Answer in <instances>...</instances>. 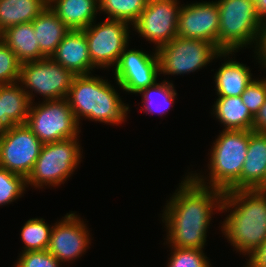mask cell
Segmentation results:
<instances>
[{
    "instance_id": "obj_30",
    "label": "cell",
    "mask_w": 266,
    "mask_h": 267,
    "mask_svg": "<svg viewBox=\"0 0 266 267\" xmlns=\"http://www.w3.org/2000/svg\"><path fill=\"white\" fill-rule=\"evenodd\" d=\"M20 66L15 53L0 39V85L19 82Z\"/></svg>"
},
{
    "instance_id": "obj_36",
    "label": "cell",
    "mask_w": 266,
    "mask_h": 267,
    "mask_svg": "<svg viewBox=\"0 0 266 267\" xmlns=\"http://www.w3.org/2000/svg\"><path fill=\"white\" fill-rule=\"evenodd\" d=\"M255 4L259 18L266 22V0H258Z\"/></svg>"
},
{
    "instance_id": "obj_20",
    "label": "cell",
    "mask_w": 266,
    "mask_h": 267,
    "mask_svg": "<svg viewBox=\"0 0 266 267\" xmlns=\"http://www.w3.org/2000/svg\"><path fill=\"white\" fill-rule=\"evenodd\" d=\"M40 51L47 57L55 52L70 29L47 7L32 21Z\"/></svg>"
},
{
    "instance_id": "obj_17",
    "label": "cell",
    "mask_w": 266,
    "mask_h": 267,
    "mask_svg": "<svg viewBox=\"0 0 266 267\" xmlns=\"http://www.w3.org/2000/svg\"><path fill=\"white\" fill-rule=\"evenodd\" d=\"M266 182V133L250 130L241 171V189H260Z\"/></svg>"
},
{
    "instance_id": "obj_24",
    "label": "cell",
    "mask_w": 266,
    "mask_h": 267,
    "mask_svg": "<svg viewBox=\"0 0 266 267\" xmlns=\"http://www.w3.org/2000/svg\"><path fill=\"white\" fill-rule=\"evenodd\" d=\"M31 101L22 85L16 82L3 85V106L8 127L25 124Z\"/></svg>"
},
{
    "instance_id": "obj_34",
    "label": "cell",
    "mask_w": 266,
    "mask_h": 267,
    "mask_svg": "<svg viewBox=\"0 0 266 267\" xmlns=\"http://www.w3.org/2000/svg\"><path fill=\"white\" fill-rule=\"evenodd\" d=\"M245 267H266V242L249 258Z\"/></svg>"
},
{
    "instance_id": "obj_27",
    "label": "cell",
    "mask_w": 266,
    "mask_h": 267,
    "mask_svg": "<svg viewBox=\"0 0 266 267\" xmlns=\"http://www.w3.org/2000/svg\"><path fill=\"white\" fill-rule=\"evenodd\" d=\"M52 226L45 223L43 218L29 219L21 230V240L24 242V250L26 251H38L47 250L50 242Z\"/></svg>"
},
{
    "instance_id": "obj_39",
    "label": "cell",
    "mask_w": 266,
    "mask_h": 267,
    "mask_svg": "<svg viewBox=\"0 0 266 267\" xmlns=\"http://www.w3.org/2000/svg\"><path fill=\"white\" fill-rule=\"evenodd\" d=\"M260 190L266 191V182H265V184L260 188Z\"/></svg>"
},
{
    "instance_id": "obj_3",
    "label": "cell",
    "mask_w": 266,
    "mask_h": 267,
    "mask_svg": "<svg viewBox=\"0 0 266 267\" xmlns=\"http://www.w3.org/2000/svg\"><path fill=\"white\" fill-rule=\"evenodd\" d=\"M66 99L78 124L82 116L92 121L118 125L126 120L130 110L114 86L99 76L76 75Z\"/></svg>"
},
{
    "instance_id": "obj_11",
    "label": "cell",
    "mask_w": 266,
    "mask_h": 267,
    "mask_svg": "<svg viewBox=\"0 0 266 267\" xmlns=\"http://www.w3.org/2000/svg\"><path fill=\"white\" fill-rule=\"evenodd\" d=\"M42 145L26 123L8 127L0 139V167L27 179L39 157Z\"/></svg>"
},
{
    "instance_id": "obj_35",
    "label": "cell",
    "mask_w": 266,
    "mask_h": 267,
    "mask_svg": "<svg viewBox=\"0 0 266 267\" xmlns=\"http://www.w3.org/2000/svg\"><path fill=\"white\" fill-rule=\"evenodd\" d=\"M252 131L266 133V101L254 115Z\"/></svg>"
},
{
    "instance_id": "obj_14",
    "label": "cell",
    "mask_w": 266,
    "mask_h": 267,
    "mask_svg": "<svg viewBox=\"0 0 266 267\" xmlns=\"http://www.w3.org/2000/svg\"><path fill=\"white\" fill-rule=\"evenodd\" d=\"M64 219L52 226L47 251L60 263L79 258L89 248L90 237L84 221L75 213H67Z\"/></svg>"
},
{
    "instance_id": "obj_4",
    "label": "cell",
    "mask_w": 266,
    "mask_h": 267,
    "mask_svg": "<svg viewBox=\"0 0 266 267\" xmlns=\"http://www.w3.org/2000/svg\"><path fill=\"white\" fill-rule=\"evenodd\" d=\"M250 130H224L210 149L208 164L209 182L204 176L189 175L200 185L217 188L222 191L241 189V171L247 154ZM207 183V185H206ZM209 183V185H208Z\"/></svg>"
},
{
    "instance_id": "obj_12",
    "label": "cell",
    "mask_w": 266,
    "mask_h": 267,
    "mask_svg": "<svg viewBox=\"0 0 266 267\" xmlns=\"http://www.w3.org/2000/svg\"><path fill=\"white\" fill-rule=\"evenodd\" d=\"M178 0H148L132 25L136 32L156 45L158 50L177 36L181 6Z\"/></svg>"
},
{
    "instance_id": "obj_23",
    "label": "cell",
    "mask_w": 266,
    "mask_h": 267,
    "mask_svg": "<svg viewBox=\"0 0 266 267\" xmlns=\"http://www.w3.org/2000/svg\"><path fill=\"white\" fill-rule=\"evenodd\" d=\"M48 7V0H0V31L32 22Z\"/></svg>"
},
{
    "instance_id": "obj_15",
    "label": "cell",
    "mask_w": 266,
    "mask_h": 267,
    "mask_svg": "<svg viewBox=\"0 0 266 267\" xmlns=\"http://www.w3.org/2000/svg\"><path fill=\"white\" fill-rule=\"evenodd\" d=\"M219 18L216 1L181 5L177 36L200 39L218 48Z\"/></svg>"
},
{
    "instance_id": "obj_22",
    "label": "cell",
    "mask_w": 266,
    "mask_h": 267,
    "mask_svg": "<svg viewBox=\"0 0 266 267\" xmlns=\"http://www.w3.org/2000/svg\"><path fill=\"white\" fill-rule=\"evenodd\" d=\"M250 68L233 59L224 62L215 73L217 96H241L253 80Z\"/></svg>"
},
{
    "instance_id": "obj_26",
    "label": "cell",
    "mask_w": 266,
    "mask_h": 267,
    "mask_svg": "<svg viewBox=\"0 0 266 267\" xmlns=\"http://www.w3.org/2000/svg\"><path fill=\"white\" fill-rule=\"evenodd\" d=\"M99 11L106 13L107 19L122 20L133 25L139 18L148 0H98Z\"/></svg>"
},
{
    "instance_id": "obj_18",
    "label": "cell",
    "mask_w": 266,
    "mask_h": 267,
    "mask_svg": "<svg viewBox=\"0 0 266 267\" xmlns=\"http://www.w3.org/2000/svg\"><path fill=\"white\" fill-rule=\"evenodd\" d=\"M48 7L70 30H82L95 22L99 1L48 0Z\"/></svg>"
},
{
    "instance_id": "obj_29",
    "label": "cell",
    "mask_w": 266,
    "mask_h": 267,
    "mask_svg": "<svg viewBox=\"0 0 266 267\" xmlns=\"http://www.w3.org/2000/svg\"><path fill=\"white\" fill-rule=\"evenodd\" d=\"M171 251L167 267H211L203 250L172 247Z\"/></svg>"
},
{
    "instance_id": "obj_1",
    "label": "cell",
    "mask_w": 266,
    "mask_h": 267,
    "mask_svg": "<svg viewBox=\"0 0 266 267\" xmlns=\"http://www.w3.org/2000/svg\"><path fill=\"white\" fill-rule=\"evenodd\" d=\"M179 184L162 214L166 240L171 247L203 250L213 210L222 209L224 191L200 185L189 175Z\"/></svg>"
},
{
    "instance_id": "obj_32",
    "label": "cell",
    "mask_w": 266,
    "mask_h": 267,
    "mask_svg": "<svg viewBox=\"0 0 266 267\" xmlns=\"http://www.w3.org/2000/svg\"><path fill=\"white\" fill-rule=\"evenodd\" d=\"M15 267H60V262L47 250L22 252Z\"/></svg>"
},
{
    "instance_id": "obj_7",
    "label": "cell",
    "mask_w": 266,
    "mask_h": 267,
    "mask_svg": "<svg viewBox=\"0 0 266 267\" xmlns=\"http://www.w3.org/2000/svg\"><path fill=\"white\" fill-rule=\"evenodd\" d=\"M160 74L183 75L207 66L213 59L227 57L232 52H221L214 44L200 39L176 36L157 50Z\"/></svg>"
},
{
    "instance_id": "obj_21",
    "label": "cell",
    "mask_w": 266,
    "mask_h": 267,
    "mask_svg": "<svg viewBox=\"0 0 266 267\" xmlns=\"http://www.w3.org/2000/svg\"><path fill=\"white\" fill-rule=\"evenodd\" d=\"M213 114L224 125V130H252L254 116L242 103L241 96H218Z\"/></svg>"
},
{
    "instance_id": "obj_37",
    "label": "cell",
    "mask_w": 266,
    "mask_h": 267,
    "mask_svg": "<svg viewBox=\"0 0 266 267\" xmlns=\"http://www.w3.org/2000/svg\"><path fill=\"white\" fill-rule=\"evenodd\" d=\"M0 120L6 124V113L3 106V85H0Z\"/></svg>"
},
{
    "instance_id": "obj_33",
    "label": "cell",
    "mask_w": 266,
    "mask_h": 267,
    "mask_svg": "<svg viewBox=\"0 0 266 267\" xmlns=\"http://www.w3.org/2000/svg\"><path fill=\"white\" fill-rule=\"evenodd\" d=\"M254 53H256V56L258 55L256 59L260 60L259 63H261L262 67H266V22H263L259 32Z\"/></svg>"
},
{
    "instance_id": "obj_19",
    "label": "cell",
    "mask_w": 266,
    "mask_h": 267,
    "mask_svg": "<svg viewBox=\"0 0 266 267\" xmlns=\"http://www.w3.org/2000/svg\"><path fill=\"white\" fill-rule=\"evenodd\" d=\"M1 40L15 53L21 64L47 58L40 51L32 22L9 27L2 32Z\"/></svg>"
},
{
    "instance_id": "obj_16",
    "label": "cell",
    "mask_w": 266,
    "mask_h": 267,
    "mask_svg": "<svg viewBox=\"0 0 266 267\" xmlns=\"http://www.w3.org/2000/svg\"><path fill=\"white\" fill-rule=\"evenodd\" d=\"M50 58L75 75H90L96 68L91 62L83 30H70Z\"/></svg>"
},
{
    "instance_id": "obj_38",
    "label": "cell",
    "mask_w": 266,
    "mask_h": 267,
    "mask_svg": "<svg viewBox=\"0 0 266 267\" xmlns=\"http://www.w3.org/2000/svg\"><path fill=\"white\" fill-rule=\"evenodd\" d=\"M7 129L8 126L2 120H0V139L7 132Z\"/></svg>"
},
{
    "instance_id": "obj_13",
    "label": "cell",
    "mask_w": 266,
    "mask_h": 267,
    "mask_svg": "<svg viewBox=\"0 0 266 267\" xmlns=\"http://www.w3.org/2000/svg\"><path fill=\"white\" fill-rule=\"evenodd\" d=\"M153 54L149 55L143 50H127V47L124 49L113 68L116 83L122 90L138 94L157 82L160 75L157 50Z\"/></svg>"
},
{
    "instance_id": "obj_6",
    "label": "cell",
    "mask_w": 266,
    "mask_h": 267,
    "mask_svg": "<svg viewBox=\"0 0 266 267\" xmlns=\"http://www.w3.org/2000/svg\"><path fill=\"white\" fill-rule=\"evenodd\" d=\"M77 137L46 143L42 145L39 157L27 185L41 188L44 185L58 186L64 184L81 162V147Z\"/></svg>"
},
{
    "instance_id": "obj_9",
    "label": "cell",
    "mask_w": 266,
    "mask_h": 267,
    "mask_svg": "<svg viewBox=\"0 0 266 267\" xmlns=\"http://www.w3.org/2000/svg\"><path fill=\"white\" fill-rule=\"evenodd\" d=\"M75 76L71 70L65 69L49 57L22 63L19 84H22L31 103L34 101L33 91L43 95L45 101L55 100L67 97Z\"/></svg>"
},
{
    "instance_id": "obj_31",
    "label": "cell",
    "mask_w": 266,
    "mask_h": 267,
    "mask_svg": "<svg viewBox=\"0 0 266 267\" xmlns=\"http://www.w3.org/2000/svg\"><path fill=\"white\" fill-rule=\"evenodd\" d=\"M241 99L254 116L266 101V78L252 80L241 94Z\"/></svg>"
},
{
    "instance_id": "obj_5",
    "label": "cell",
    "mask_w": 266,
    "mask_h": 267,
    "mask_svg": "<svg viewBox=\"0 0 266 267\" xmlns=\"http://www.w3.org/2000/svg\"><path fill=\"white\" fill-rule=\"evenodd\" d=\"M218 49L221 52H238L257 42L263 25L251 0H218ZM255 41V42H254ZM236 51V52H235Z\"/></svg>"
},
{
    "instance_id": "obj_28",
    "label": "cell",
    "mask_w": 266,
    "mask_h": 267,
    "mask_svg": "<svg viewBox=\"0 0 266 267\" xmlns=\"http://www.w3.org/2000/svg\"><path fill=\"white\" fill-rule=\"evenodd\" d=\"M27 179L24 176L10 172L0 167V206L10 204L19 197H22Z\"/></svg>"
},
{
    "instance_id": "obj_25",
    "label": "cell",
    "mask_w": 266,
    "mask_h": 267,
    "mask_svg": "<svg viewBox=\"0 0 266 267\" xmlns=\"http://www.w3.org/2000/svg\"><path fill=\"white\" fill-rule=\"evenodd\" d=\"M139 94H142L143 109L146 114L154 113L161 116L169 111L170 106L175 101L177 95L173 83L163 81L162 83H155L143 89ZM160 98V99H159Z\"/></svg>"
},
{
    "instance_id": "obj_2",
    "label": "cell",
    "mask_w": 266,
    "mask_h": 267,
    "mask_svg": "<svg viewBox=\"0 0 266 267\" xmlns=\"http://www.w3.org/2000/svg\"><path fill=\"white\" fill-rule=\"evenodd\" d=\"M230 208L232 210L222 224V233L235 250L251 258L266 242V191L227 190L221 211Z\"/></svg>"
},
{
    "instance_id": "obj_10",
    "label": "cell",
    "mask_w": 266,
    "mask_h": 267,
    "mask_svg": "<svg viewBox=\"0 0 266 267\" xmlns=\"http://www.w3.org/2000/svg\"><path fill=\"white\" fill-rule=\"evenodd\" d=\"M94 24V25H93ZM128 23L122 20L107 19L94 22L82 29L86 35L92 64L100 68L116 66L120 55L128 46Z\"/></svg>"
},
{
    "instance_id": "obj_8",
    "label": "cell",
    "mask_w": 266,
    "mask_h": 267,
    "mask_svg": "<svg viewBox=\"0 0 266 267\" xmlns=\"http://www.w3.org/2000/svg\"><path fill=\"white\" fill-rule=\"evenodd\" d=\"M33 102L29 108L26 125L43 143L61 141L79 135V124L66 98Z\"/></svg>"
}]
</instances>
